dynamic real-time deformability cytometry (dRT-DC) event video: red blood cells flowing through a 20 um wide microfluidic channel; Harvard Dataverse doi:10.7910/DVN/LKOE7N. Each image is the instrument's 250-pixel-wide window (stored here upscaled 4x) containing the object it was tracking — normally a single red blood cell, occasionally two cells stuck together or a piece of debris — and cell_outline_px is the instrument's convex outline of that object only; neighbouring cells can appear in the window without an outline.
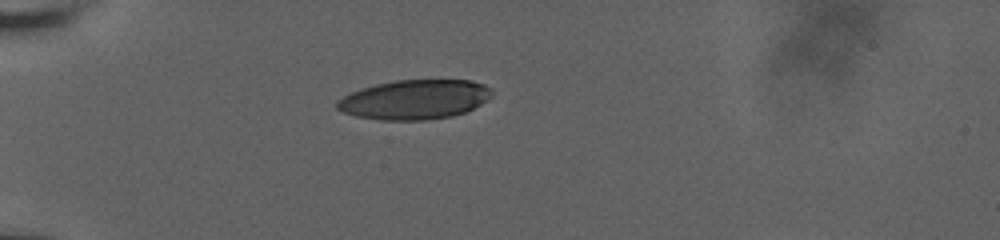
{"species": "human", "species_latin": "Homo sapiens", "temperature_condition": "room temperature", "stored_images_in_passage": 42, "camera_frame_rate_fps": 3000, "um_per_image_px": 0.085, "donor": {"sex": "male"}, "frame": {"image": 1, "passage_image": 1, "time_ms": 0.0, "image_size_px": [1000, 240], "cell_outline_px": [[492, 96], [480, 104], [464, 112], [452, 116], [424, 120], [380, 120], [356, 116], [344, 112], [336, 108], [336, 100], [360, 88], [376, 84], [396, 80], [468, 80], [484, 84], [492, 92]], "centroid_in_image_um": [35.21, 8.46], "position_along_channel_um": 49.8, "area_um2": 35.49}}
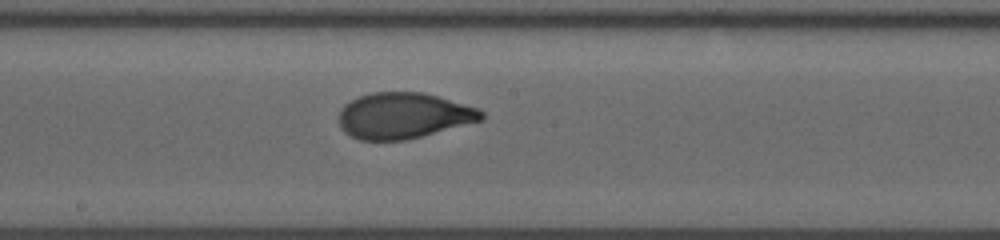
{"frame": {"image": 2, "passage_image": 17, "time_ms": 5.333, "image_size_px": [1000, 240], "cell_outline_px": [[484, 116], [480, 120], [420, 136], [404, 140], [360, 140], [344, 132], [340, 128], [340, 108], [344, 104], [360, 96], [372, 92], [424, 92], [480, 108], [484, 112]], "centroid_in_image_um": [34.28, 9.81], "position_along_channel_um": 213.9, "area_um2": 37.86}}
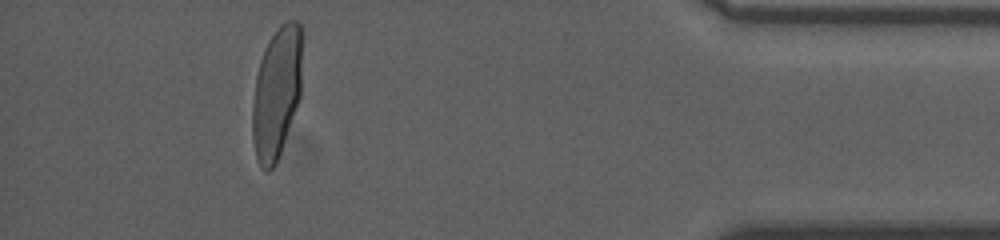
{"frame": {"image": 3, "passage_image": 37, "time_ms": 12.0, "image_size_px": [1000, 240], "cell_outline_px": [[300, 96], [276, 164], [268, 172], [264, 172], [260, 168], [256, 156], [252, 140], [252, 108], [256, 76], [260, 60], [268, 40], [280, 24], [288, 20], [296, 20], [300, 24]], "centroid_in_image_um": [23.47, 7.91], "position_along_channel_um": 411.7, "area_um2": 37.74}, "authors_computed_cell_mechanics": {"area_um2": 38.2347, "velocity_mm_per_s": 3.6544, "shape_relaxation_time_tau1_ms": 8.3373, "shape_relaxation_time_tau2_ms": null, "deformation_change_tau1": 0.273, "deformation_change_tau2": null}}